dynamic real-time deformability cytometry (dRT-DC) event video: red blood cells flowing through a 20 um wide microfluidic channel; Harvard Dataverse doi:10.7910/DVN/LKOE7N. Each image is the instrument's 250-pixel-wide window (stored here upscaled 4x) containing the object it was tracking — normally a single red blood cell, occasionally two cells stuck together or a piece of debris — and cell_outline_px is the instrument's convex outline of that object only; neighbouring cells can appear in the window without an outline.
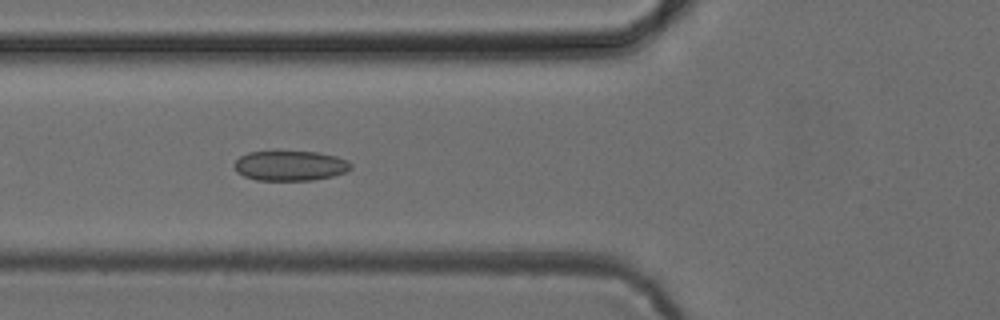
{"species": "common noctule bat (a hibernating species)", "species_latin": "Nyctalus noctula", "temperature_condition": "cold", "stored_images_in_passage": 6, "camera_frame_rate_fps": 3000, "um_per_image_px": 0.085, "animal": {"sex": "female", "body_mass_g": 24.6, "forearm_length_mm": 56.2}, "frame": {"image": 1, "passage_image": 4, "time_ms": 4.333, "image_size_px": [1000, 320], "cell_outline_px": [[352, 168], [344, 172], [332, 176], [312, 180], [256, 180], [244, 176], [236, 172], [232, 164], [240, 156], [248, 152], [320, 152], [336, 156], [348, 160], [352, 164]], "centroid_in_image_um": [24.65, 14.08], "position_along_channel_um": 101.1, "area_um2": 20.4}}
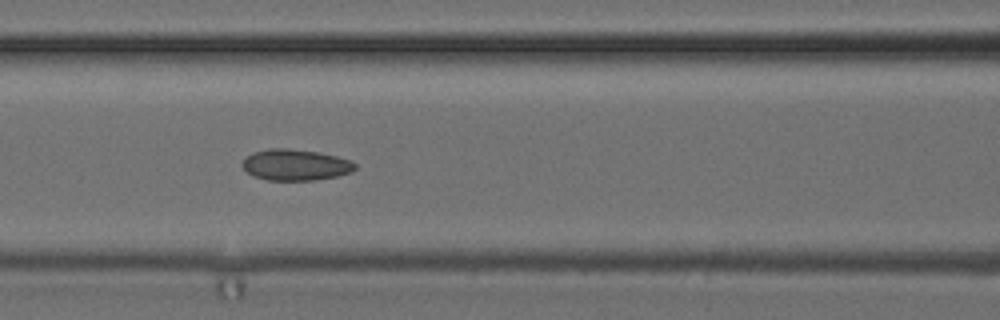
{"frame": {"image": 2, "passage_image": 5, "time_ms": 5.333, "image_size_px": [1000, 320], "cell_outline_px": [[356, 168], [352, 172], [336, 176], [316, 180], [268, 180], [256, 176], [248, 172], [240, 164], [252, 152], [268, 148], [288, 148], [316, 152], [336, 156], [352, 160], [356, 164]], "centroid_in_image_um": [25.13, 14.01], "position_along_channel_um": 141.5, "area_um2": 20.4}}
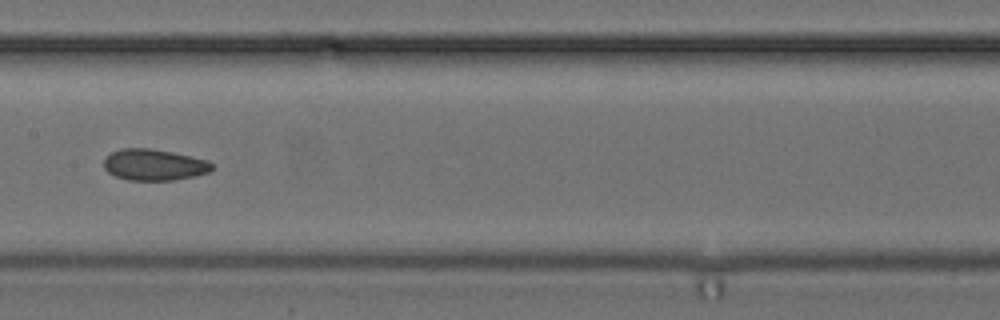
{"frame": {"image": 3, "passage_image": 6, "time_ms": 6.667, "image_size_px": [1000, 320], "cell_outline_px": [[212, 168], [208, 172], [176, 180], [128, 180], [116, 176], [108, 172], [104, 168], [104, 160], [112, 152], [120, 148], [152, 148], [172, 152], [208, 160], [212, 164]], "centroid_in_image_um": [13.08, 14.0], "position_along_channel_um": 194.3, "area_um2": 19.59}}